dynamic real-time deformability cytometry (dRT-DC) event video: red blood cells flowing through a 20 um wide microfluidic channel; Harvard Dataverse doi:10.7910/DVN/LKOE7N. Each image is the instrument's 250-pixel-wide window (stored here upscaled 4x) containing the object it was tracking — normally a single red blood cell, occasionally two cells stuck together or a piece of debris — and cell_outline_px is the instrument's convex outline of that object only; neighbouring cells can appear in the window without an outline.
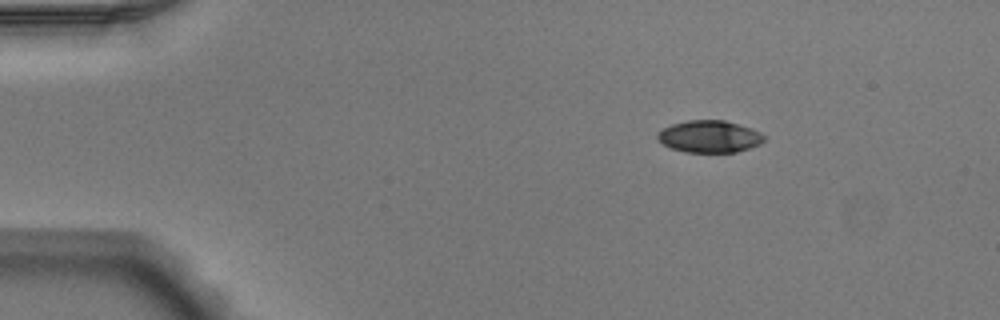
{"species": "Egyptian fruit bat (a non-hibernating species)", "species_latin": "Rousettus aegyptiacus", "temperature_condition": "warm", "stored_images_in_passage": 3, "camera_frame_rate_fps": 3000, "um_per_image_px": 0.085, "animal": {"sex": "male"}, "frame": {"image": 1, "passage_image": 1, "time_ms": 0.0, "image_size_px": [1000, 320], "cell_outline_px": [[764, 140], [760, 144], [736, 152], [684, 152], [672, 148], [664, 144], [656, 136], [664, 128], [672, 124], [688, 120], [724, 120], [752, 128], [760, 132], [764, 136]], "centroid_in_image_um": [60.33, 11.6], "position_along_channel_um": 24.7, "area_um2": 19.71}}